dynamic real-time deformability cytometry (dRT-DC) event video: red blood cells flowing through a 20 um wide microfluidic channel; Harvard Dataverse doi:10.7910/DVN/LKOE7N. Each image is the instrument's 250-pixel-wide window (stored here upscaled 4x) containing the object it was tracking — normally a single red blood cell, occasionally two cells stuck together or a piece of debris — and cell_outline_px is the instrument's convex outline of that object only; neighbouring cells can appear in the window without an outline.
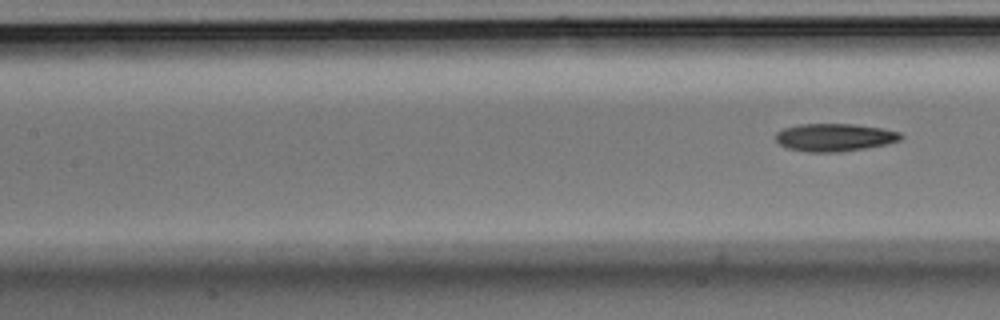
{"species": "Egyptian fruit bat (a non-hibernating species)", "species_latin": "Rousettus aegyptiacus", "temperature_condition": "room temperature", "stored_images_in_passage": 9, "segment_of_instrument_passage": [2, 2], "camera_frame_rate_fps": 3000, "um_per_image_px": 0.085, "animal": {"sex": "male"}, "frame": {"image": 1, "passage_image": 9, "time_ms": 2.667, "image_size_px": [1000, 320], "cell_outline_px": [[904, 136], [900, 140], [888, 144], [840, 152], [808, 152], [788, 148], [780, 144], [776, 140], [776, 132], [784, 128], [800, 124], [852, 124], [880, 128], [900, 132]], "centroid_in_image_um": [70.94, 11.68], "position_along_channel_um": 136.5, "area_um2": 20.17}}